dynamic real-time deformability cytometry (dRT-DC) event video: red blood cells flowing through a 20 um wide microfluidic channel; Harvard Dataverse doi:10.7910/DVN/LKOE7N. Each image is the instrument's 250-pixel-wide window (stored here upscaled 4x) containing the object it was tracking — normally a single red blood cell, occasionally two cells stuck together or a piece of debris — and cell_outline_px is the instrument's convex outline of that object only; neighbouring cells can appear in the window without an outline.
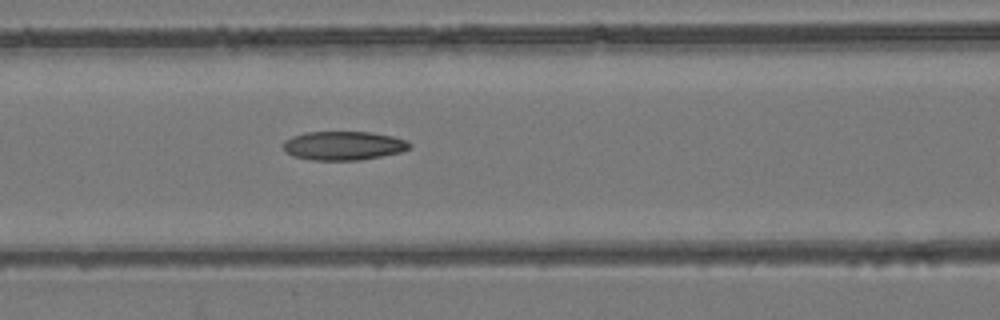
{"species": "common noctule bat (a hibernating species)", "species_latin": "Nyctalus noctula", "temperature_condition": "room temperature", "stored_images_in_passage": 19, "camera_frame_rate_fps": 3000, "um_per_image_px": 0.085, "animal": {"sex": "female", "body_mass_g": 24.6, "forearm_length_mm": 56.2}, "frame": {"image": 1, "passage_image": 12, "time_ms": 3.667, "image_size_px": [1000, 320], "cell_outline_px": [[412, 148], [400, 152], [360, 160], [312, 160], [292, 156], [284, 152], [284, 140], [292, 136], [304, 132], [372, 132], [392, 136], [408, 140], [412, 144]], "centroid_in_image_um": [29.2, 12.38], "position_along_channel_um": 137.4, "area_um2": 21.44}}
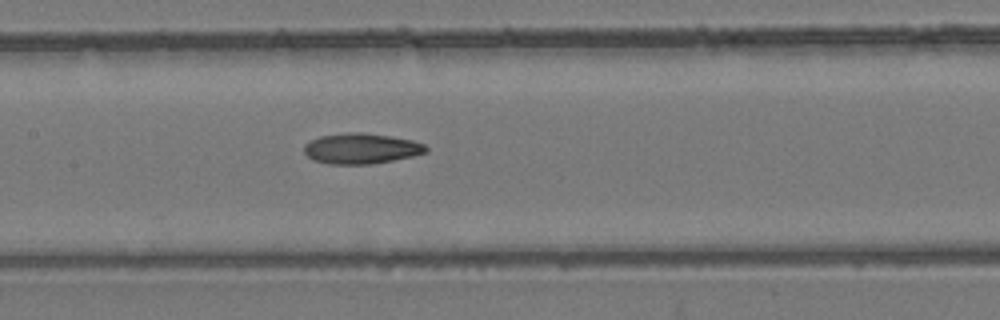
{"frame": {"image": 2, "passage_image": 15, "time_ms": 4.667, "image_size_px": [1000, 320], "cell_outline_px": [[428, 152], [412, 156], [372, 164], [328, 164], [312, 160], [304, 152], [304, 144], [320, 136], [348, 132], [360, 132], [388, 136], [412, 140], [424, 144], [428, 148]], "centroid_in_image_um": [30.69, 12.63], "position_along_channel_um": 176.7, "area_um2": 21.62}}
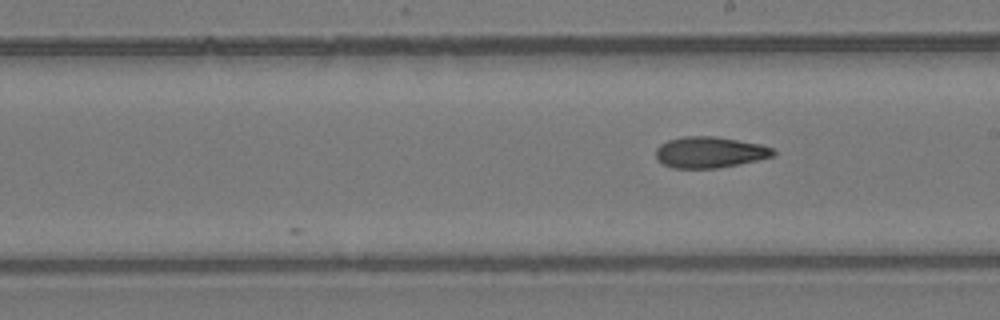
{"frame": {"image": 3, "passage_image": 19, "time_ms": 6.0, "image_size_px": [1000, 320], "cell_outline_px": [[776, 152], [772, 156], [756, 160], [716, 168], [672, 168], [664, 164], [656, 156], [656, 148], [660, 144], [668, 140], [684, 136], [716, 136], [760, 144], [772, 148]], "centroid_in_image_um": [60.3, 12.93], "position_along_channel_um": 228.7, "area_um2": 21.04}}